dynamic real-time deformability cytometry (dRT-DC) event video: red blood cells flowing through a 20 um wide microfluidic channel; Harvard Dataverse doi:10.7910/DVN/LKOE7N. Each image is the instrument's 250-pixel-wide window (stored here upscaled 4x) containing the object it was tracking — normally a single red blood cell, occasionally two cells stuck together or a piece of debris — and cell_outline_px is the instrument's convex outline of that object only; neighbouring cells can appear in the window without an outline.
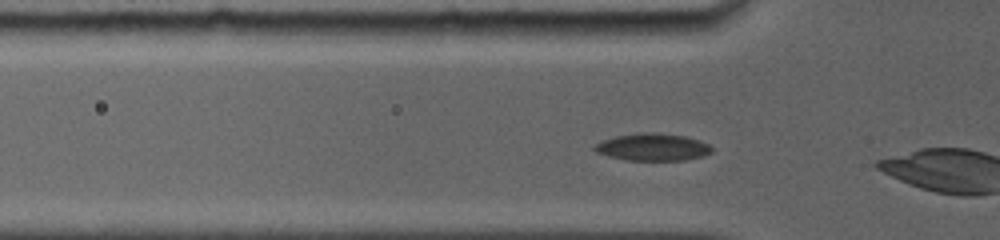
{"species": "common noctule bat (a hibernating species)", "species_latin": "Nyctalus noctula", "temperature_condition": "room temperature", "stored_images_in_passage": 11, "camera_frame_rate_fps": 5000, "um_per_image_px": 0.085, "animal": {"sex": "female", "body_mass_g": 19.0, "forearm_length_mm": 56.7}, "frame": {"image": 1, "passage_image": 2, "time_ms": 0.4, "image_size_px": [1000, 240], "cell_outline_px": [[712, 152], [704, 156], [684, 160], [624, 160], [608, 156], [596, 152], [592, 148], [600, 140], [616, 136], [636, 132], [656, 132], [684, 136], [700, 140], [708, 144], [712, 148]], "centroid_in_image_um": [55.45, 12.49], "position_along_channel_um": 70.3, "area_um2": 18.84}}
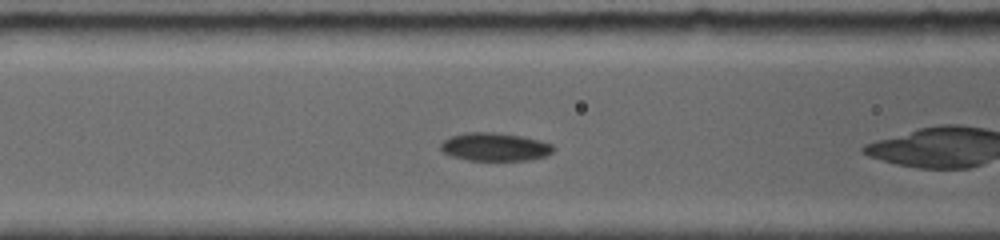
{"frame": {"image": 2, "passage_image": 5, "time_ms": 1.8, "image_size_px": [1000, 240], "cell_outline_px": [[556, 148], [552, 152], [544, 156], [528, 160], [468, 160], [452, 156], [444, 152], [440, 148], [440, 144], [444, 140], [452, 136], [464, 132], [496, 132], [524, 136], [540, 140], [552, 144]], "centroid_in_image_um": [42.08, 12.47], "position_along_channel_um": 124.5, "area_um2": 18.55}}
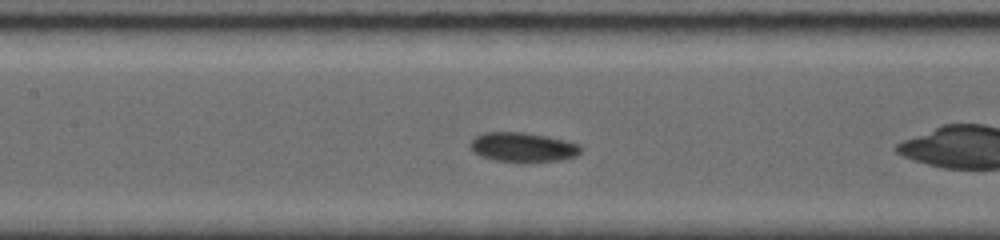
{"frame": {"image": 3, "passage_image": 7, "time_ms": 2.8, "image_size_px": [1000, 240], "cell_outline_px": [[580, 152], [576, 156], [560, 160], [496, 160], [480, 156], [472, 152], [472, 140], [476, 136], [484, 132], [524, 132], [548, 136], [580, 144]], "centroid_in_image_um": [44.44, 12.48], "position_along_channel_um": 163.0, "area_um2": 18.38}}